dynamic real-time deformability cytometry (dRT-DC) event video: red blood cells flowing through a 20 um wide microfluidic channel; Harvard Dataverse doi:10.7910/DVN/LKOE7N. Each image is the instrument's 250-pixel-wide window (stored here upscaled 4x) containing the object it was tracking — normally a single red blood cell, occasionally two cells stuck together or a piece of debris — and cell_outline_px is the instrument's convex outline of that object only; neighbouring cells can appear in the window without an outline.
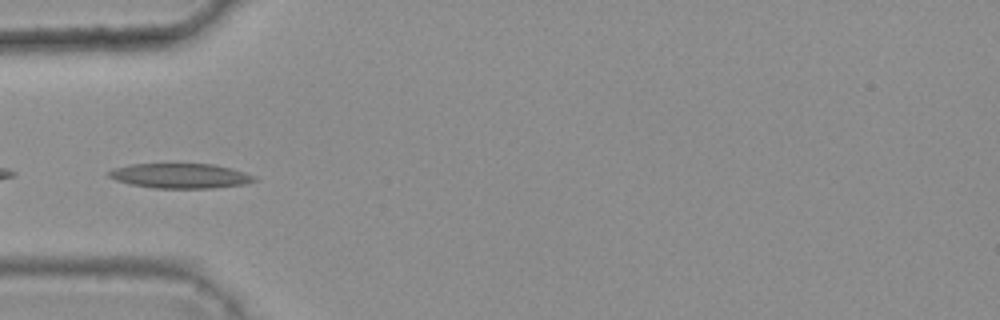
{"species": "common noctule bat (a hibernating species)", "species_latin": "Nyctalus noctula", "temperature_condition": "warm", "stored_images_in_passage": 5, "camera_frame_rate_fps": 3000, "um_per_image_px": 0.085, "animal": {"sex": "female", "body_mass_g": 25.1}, "frame": {"image": 1, "passage_image": 5, "time_ms": 1.333, "image_size_px": [1000, 320], "cell_outline_px": [[256, 180], [244, 184], [212, 188], [156, 188], [132, 184], [116, 180], [108, 176], [108, 172], [112, 168], [128, 164], [212, 164], [232, 168], [256, 176]], "centroid_in_image_um": [15.32, 14.94], "position_along_channel_um": 69.7, "area_um2": 20.98}}